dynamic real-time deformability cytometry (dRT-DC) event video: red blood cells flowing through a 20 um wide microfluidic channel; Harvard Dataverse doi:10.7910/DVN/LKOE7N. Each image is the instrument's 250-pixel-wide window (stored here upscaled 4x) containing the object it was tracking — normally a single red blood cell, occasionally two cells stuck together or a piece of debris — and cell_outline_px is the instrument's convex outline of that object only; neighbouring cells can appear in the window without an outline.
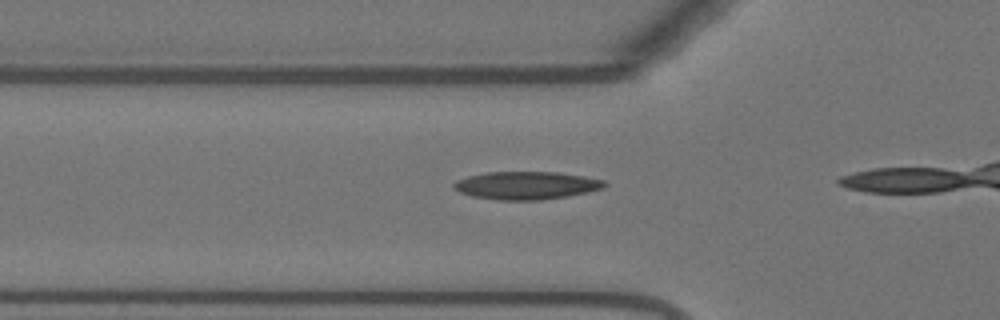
{"species": "Egyptian fruit bat (a non-hibernating species)", "species_latin": "Rousettus aegyptiacus", "temperature_condition": "warm", "stored_images_in_passage": 16, "camera_frame_rate_fps": 3000, "um_per_image_px": 0.085, "animal": {"sex": "female"}, "frame": {"image": 1, "passage_image": 11, "time_ms": 3.333, "image_size_px": [1000, 320], "cell_outline_px": [[608, 184], [604, 188], [588, 192], [568, 196], [540, 200], [496, 200], [472, 196], [460, 192], [452, 188], [452, 184], [456, 180], [468, 176], [488, 172], [560, 172], [584, 176], [604, 180]], "centroid_in_image_um": [44.74, 15.76], "position_along_channel_um": 81.1, "area_um2": 24.68}}
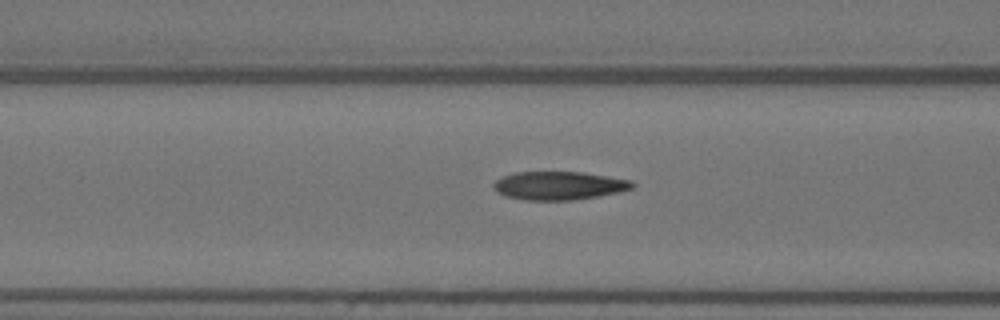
{"frame": {"image": 2, "passage_image": 14, "time_ms": 4.333, "image_size_px": [1000, 320], "cell_outline_px": [[636, 184], [632, 188], [616, 192], [596, 196], [572, 200], [528, 200], [504, 196], [496, 192], [492, 184], [496, 180], [504, 176], [516, 172], [584, 172], [632, 180]], "centroid_in_image_um": [47.5, 15.77], "position_along_channel_um": 119.1, "area_um2": 22.83}}